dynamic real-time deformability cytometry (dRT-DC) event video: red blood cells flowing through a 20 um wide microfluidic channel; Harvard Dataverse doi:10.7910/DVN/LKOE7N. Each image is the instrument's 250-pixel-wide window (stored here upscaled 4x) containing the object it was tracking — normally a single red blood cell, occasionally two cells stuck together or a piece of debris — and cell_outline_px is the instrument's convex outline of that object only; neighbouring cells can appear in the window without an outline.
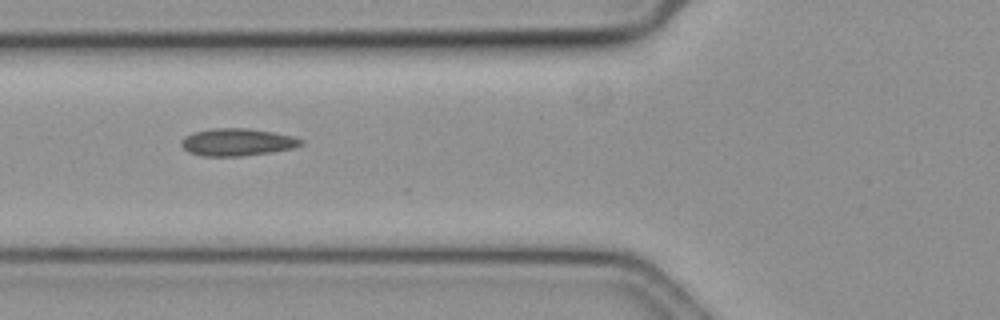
{"species": "common noctule bat (a hibernating species)", "species_latin": "Nyctalus noctula", "temperature_condition": "cold", "stored_images_in_passage": 38, "camera_frame_rate_fps": 3000, "um_per_image_px": 0.085, "animal": {"sex": "female", "body_mass_g": 19.3, "forearm_length_mm": 54.1}, "frame": {"image": 1, "passage_image": 2, "time_ms": 0.333, "image_size_px": [1000, 320], "cell_outline_px": [[304, 144], [292, 148], [272, 152], [244, 156], [204, 156], [188, 152], [180, 144], [180, 140], [184, 136], [192, 132], [212, 128], [248, 128], [272, 132], [292, 136], [304, 140]], "centroid_in_image_um": [20.14, 12.08], "position_along_channel_um": 105.7, "area_um2": 19.25}}
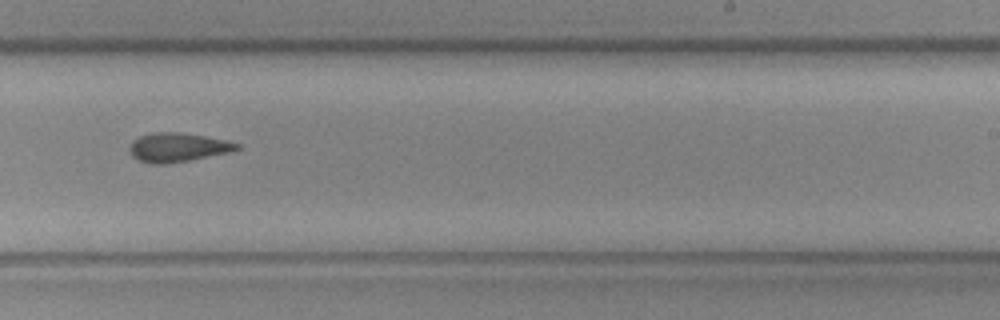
{"frame": {"image": 2, "passage_image": 16, "time_ms": 5.0, "image_size_px": [1000, 320], "cell_outline_px": [[240, 148], [228, 152], [188, 160], [164, 164], [152, 164], [136, 160], [132, 156], [128, 148], [132, 140], [140, 136], [152, 132], [180, 132], [228, 140], [240, 144]], "centroid_in_image_um": [15.05, 12.52], "position_along_channel_um": 273.9, "area_um2": 18.15}}
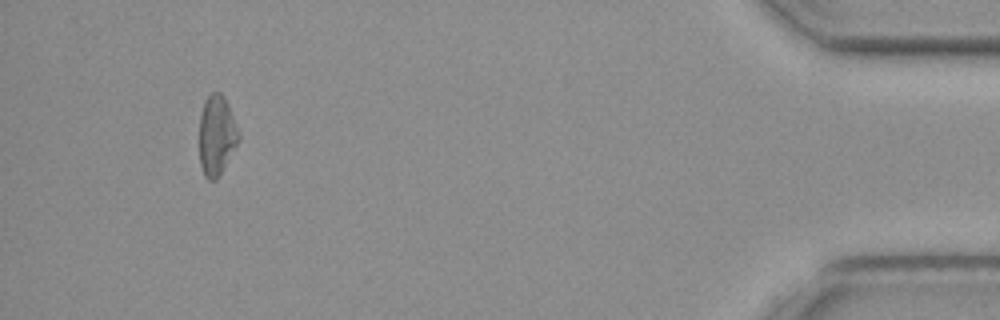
{"frame": {"image": 3, "passage_image": 34, "time_ms": 11.0, "image_size_px": [1000, 320], "cell_outline_px": [[240, 140], [216, 180], [208, 180], [204, 176], [200, 164], [200, 116], [204, 100], [212, 92], [220, 92], [224, 96], [228, 104], [240, 136]], "centroid_in_image_um": [18.41, 11.5], "position_along_channel_um": 416.8, "area_um2": 18.21}}